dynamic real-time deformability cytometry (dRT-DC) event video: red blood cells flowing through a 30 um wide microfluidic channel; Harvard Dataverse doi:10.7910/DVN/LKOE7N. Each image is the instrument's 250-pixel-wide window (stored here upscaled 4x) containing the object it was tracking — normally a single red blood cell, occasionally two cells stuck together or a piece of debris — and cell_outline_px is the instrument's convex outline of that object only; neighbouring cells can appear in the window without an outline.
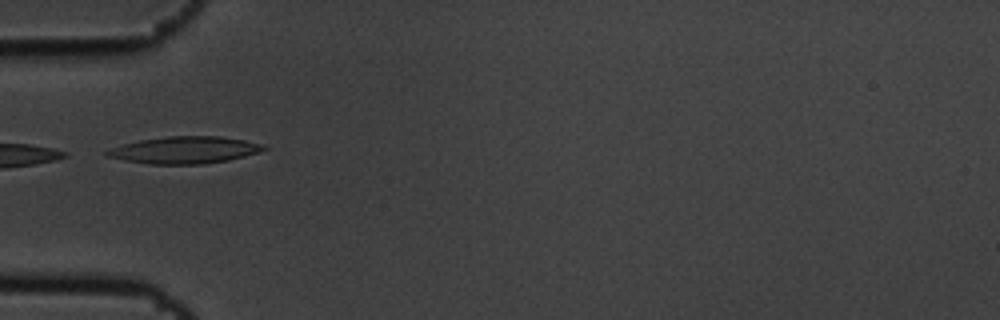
{"species": "common noctule bat (a hibernating species)", "species_latin": "Nyctalus noctula", "temperature_condition": "cold", "stored_images_in_passage": 5, "camera_frame_rate_fps": 3000, "um_per_image_px": 0.085, "animal": {"sex": "male", "body_mass_g": 19.5, "forearm_length_mm": 54.6}, "frame": {"image": 1, "passage_image": 3, "time_ms": 0.667, "image_size_px": [1000, 320], "cell_outline_px": [[268, 148], [244, 156], [228, 160], [204, 164], [148, 164], [124, 160], [104, 156], [104, 152], [112, 148], [124, 144], [140, 140], [168, 136], [220, 136], [244, 140], [264, 144]], "centroid_in_image_um": [15.68, 12.75], "position_along_channel_um": 69.3, "area_um2": 24.57}}
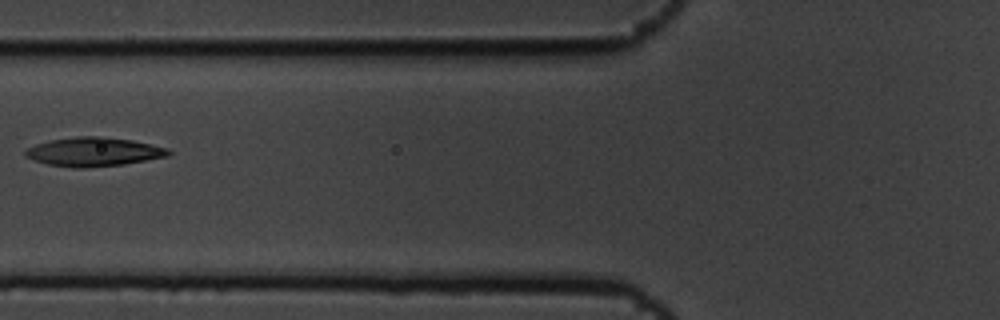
{"frame": {"image": 2, "passage_image": 4, "time_ms": 1.0, "image_size_px": [1000, 320], "cell_outline_px": [[172, 152], [168, 156], [124, 164], [84, 168], [76, 168], [48, 164], [24, 156], [24, 152], [28, 148], [36, 144], [48, 140], [76, 136], [104, 136], [132, 140], [168, 148]], "centroid_in_image_um": [7.97, 12.89], "position_along_channel_um": 117.8, "area_um2": 24.1}}
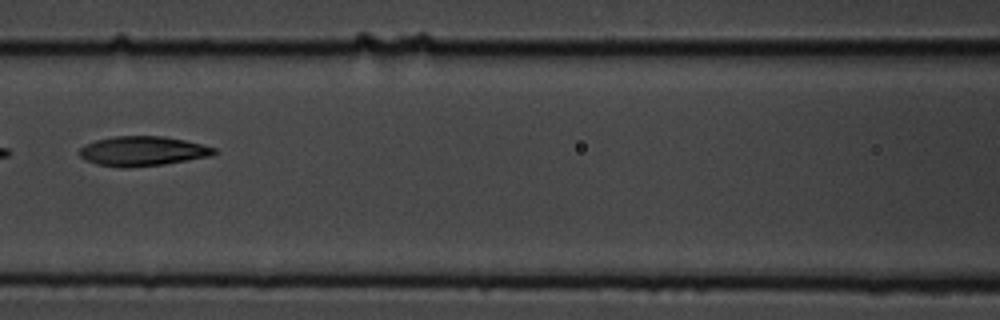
{"frame": {"image": 3, "passage_image": 5, "time_ms": 1.333, "image_size_px": [1000, 320], "cell_outline_px": [[220, 152], [212, 156], [164, 164], [128, 168], [120, 168], [96, 164], [84, 160], [76, 152], [84, 144], [96, 140], [112, 136], [164, 136], [184, 140], [216, 148]], "centroid_in_image_um": [12.09, 12.85], "position_along_channel_um": 154.5, "area_um2": 23.64}}